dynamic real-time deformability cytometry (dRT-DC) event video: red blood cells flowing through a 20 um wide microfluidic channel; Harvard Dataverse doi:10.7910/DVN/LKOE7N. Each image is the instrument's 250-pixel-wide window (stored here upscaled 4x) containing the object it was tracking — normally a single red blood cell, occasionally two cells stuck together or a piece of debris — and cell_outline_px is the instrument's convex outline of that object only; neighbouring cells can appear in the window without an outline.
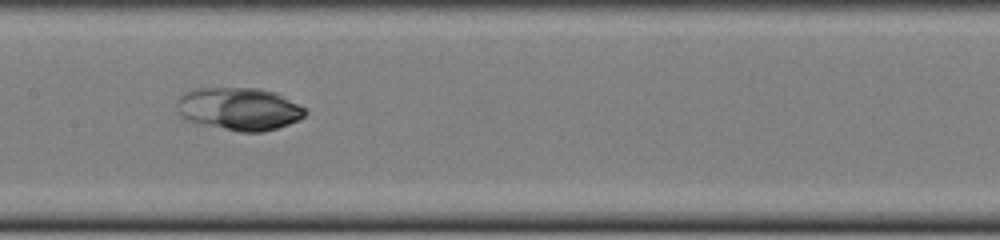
{"species": "common noctule bat (a hibernating species)", "species_latin": "Nyctalus noctula", "temperature_condition": "cold", "stored_images_in_passage": 43, "camera_frame_rate_fps": 3000, "um_per_image_px": 0.085, "animal": {"sex": "female", "body_mass_g": 22.0, "forearm_length_mm": 56.7}, "frame": {"image": 1, "passage_image": 16, "time_ms": 5.0, "image_size_px": [1000, 240], "cell_outline_px": [[308, 112], [304, 116], [288, 124], [264, 132], [240, 132], [184, 120], [180, 116], [176, 104], [176, 100], [184, 92], [192, 88], [260, 88], [276, 92], [304, 108]], "centroid_in_image_um": [20.27, 9.24], "position_along_channel_um": 187.1, "area_um2": 32.02}}
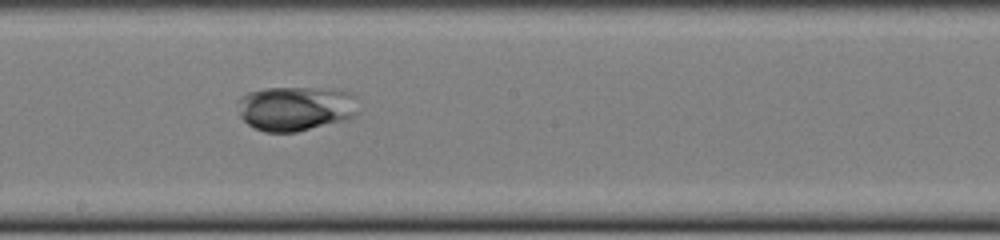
{"frame": {"image": 2, "passage_image": 19, "time_ms": 6.0, "image_size_px": [1000, 240], "cell_outline_px": [[356, 116], [344, 120], [296, 132], [264, 132], [248, 124], [240, 116], [240, 96], [248, 92], [264, 88], [332, 88], [348, 92], [356, 96]], "centroid_in_image_um": [25.15, 9.21], "position_along_channel_um": 223.1, "area_um2": 31.27}}